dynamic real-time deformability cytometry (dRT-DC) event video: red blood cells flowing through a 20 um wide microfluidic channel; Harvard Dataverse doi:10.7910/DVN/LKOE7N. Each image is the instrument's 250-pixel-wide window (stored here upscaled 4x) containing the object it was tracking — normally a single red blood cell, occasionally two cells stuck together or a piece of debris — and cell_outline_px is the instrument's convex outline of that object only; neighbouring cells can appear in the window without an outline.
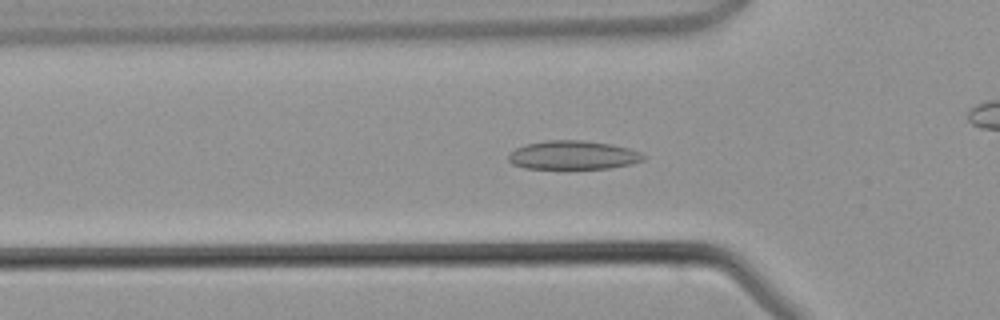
{"species": "common noctule bat (a hibernating species)", "species_latin": "Nyctalus noctula", "temperature_condition": "warm", "stored_images_in_passage": 35, "camera_frame_rate_fps": 3000, "um_per_image_px": 0.085, "animal": {"sex": "male", "body_mass_g": 21.5, "forearm_length_mm": 52.0}, "frame": {"image": 1, "passage_image": 4, "time_ms": 1.0, "image_size_px": [1000, 320], "cell_outline_px": [[648, 156], [644, 160], [632, 164], [608, 168], [524, 168], [512, 164], [508, 160], [508, 156], [516, 148], [528, 144], [548, 140], [580, 140], [608, 144], [628, 148], [640, 152]], "centroid_in_image_um": [48.74, 13.19], "position_along_channel_um": 77.1, "area_um2": 22.37}}
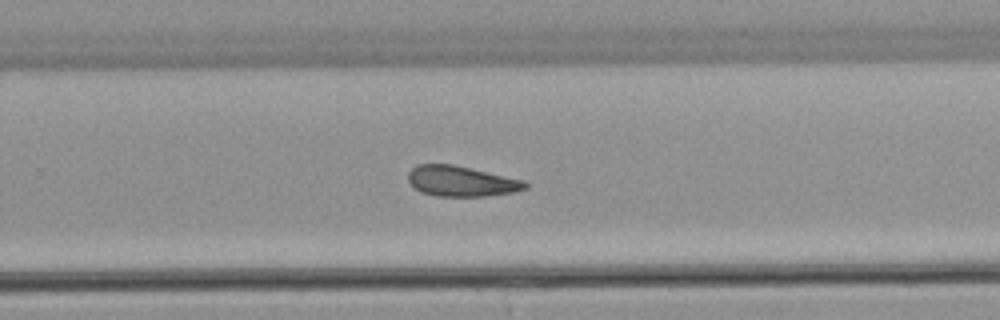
{"frame": {"image": 2, "passage_image": 18, "time_ms": 5.667, "image_size_px": [1000, 320], "cell_outline_px": [[528, 188], [512, 192], [484, 196], [436, 196], [420, 192], [408, 180], [408, 172], [416, 164], [452, 164], [524, 180], [528, 184]], "centroid_in_image_um": [39.19, 15.4], "position_along_channel_um": 290.6, "area_um2": 20.63}}
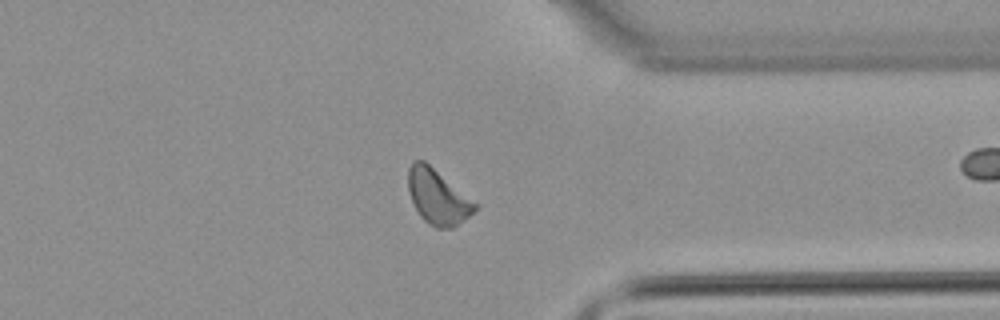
{"frame": {"image": 3, "passage_image": 24, "time_ms": 7.667, "image_size_px": [1000, 320], "cell_outline_px": [[480, 204], [468, 216], [452, 228], [436, 228], [428, 224], [420, 216], [412, 200], [408, 188], [408, 168], [412, 160], [424, 160]], "centroid_in_image_um": [37.21, 16.71], "position_along_channel_um": 374.2, "area_um2": 21.39}}